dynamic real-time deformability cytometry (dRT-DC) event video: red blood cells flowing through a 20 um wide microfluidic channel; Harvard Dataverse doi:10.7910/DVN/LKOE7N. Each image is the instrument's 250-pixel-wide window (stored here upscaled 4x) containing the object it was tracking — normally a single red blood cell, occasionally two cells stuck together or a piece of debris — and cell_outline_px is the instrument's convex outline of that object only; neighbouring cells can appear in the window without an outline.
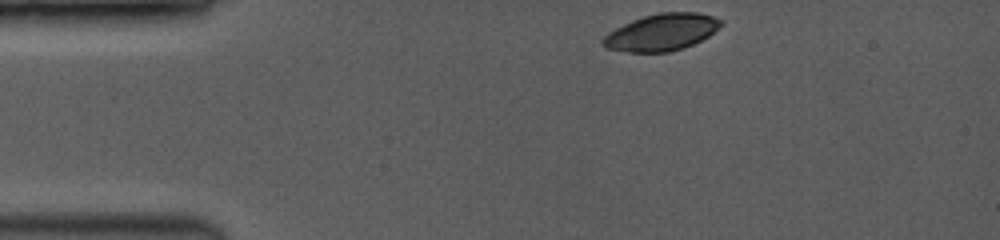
{"species": "common noctule bat (a hibernating species)", "species_latin": "Nyctalus noctula", "temperature_condition": "room temperature", "stored_images_in_passage": 9, "camera_frame_rate_fps": 3500, "um_per_image_px": 0.085, "animal": {"sex": "female", "body_mass_g": 19.0, "forearm_length_mm": 53.3}, "frame": {"image": 1, "passage_image": 1, "time_ms": 0.0, "image_size_px": [1000, 240], "cell_outline_px": [[720, 24], [708, 36], [684, 48], [668, 52], [628, 52], [604, 48], [604, 36], [616, 28], [632, 20], [644, 16], [660, 12], [696, 12], [712, 16], [720, 20]], "centroid_in_image_um": [56.21, 2.74], "position_along_channel_um": 28.8, "area_um2": 24.85}}
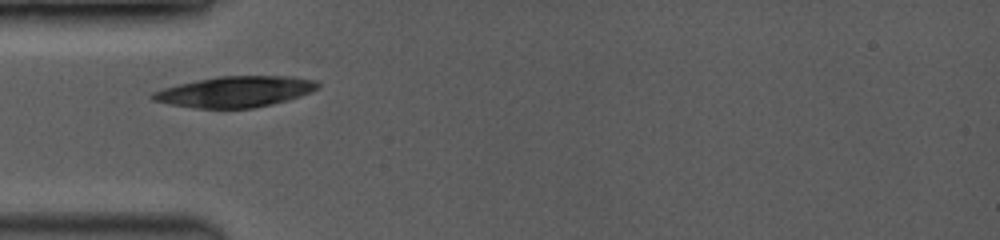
{"frame": {"image": 2, "passage_image": 9, "time_ms": 2.286, "image_size_px": [1000, 240], "cell_outline_px": [[320, 84], [312, 92], [288, 100], [272, 104], [252, 108], [196, 108], [168, 104], [152, 100], [148, 96], [152, 92], [164, 88], [180, 84], [220, 76], [288, 76], [316, 80]], "centroid_in_image_um": [19.99, 7.8], "position_along_channel_um": 65.0, "area_um2": 29.54}}